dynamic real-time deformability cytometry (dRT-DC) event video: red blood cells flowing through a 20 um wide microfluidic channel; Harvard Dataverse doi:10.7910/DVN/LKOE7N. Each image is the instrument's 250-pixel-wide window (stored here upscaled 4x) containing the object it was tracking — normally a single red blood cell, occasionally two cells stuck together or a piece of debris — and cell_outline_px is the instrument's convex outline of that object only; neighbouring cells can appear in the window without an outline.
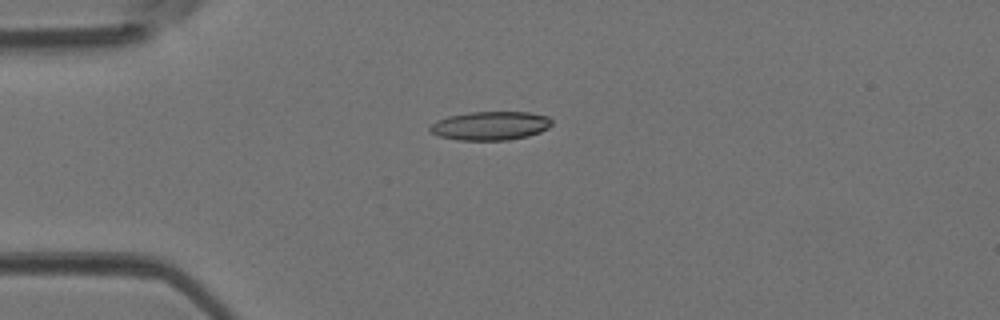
{"species": "Egyptian fruit bat (a non-hibernating species)", "species_latin": "Rousettus aegyptiacus", "temperature_condition": "room temperature", "stored_images_in_passage": 45, "camera_frame_rate_fps": 3000, "um_per_image_px": 0.085, "animal": {"sex": "female"}, "frame": {"image": 1, "passage_image": 11, "time_ms": 3.333, "image_size_px": [1000, 320], "cell_outline_px": [[552, 124], [548, 128], [540, 132], [528, 136], [508, 140], [456, 140], [440, 136], [432, 132], [428, 128], [436, 120], [448, 116], [468, 112], [528, 112], [548, 116], [552, 120]], "centroid_in_image_um": [41.69, 10.68], "position_along_channel_um": 43.3, "area_um2": 20.46}}
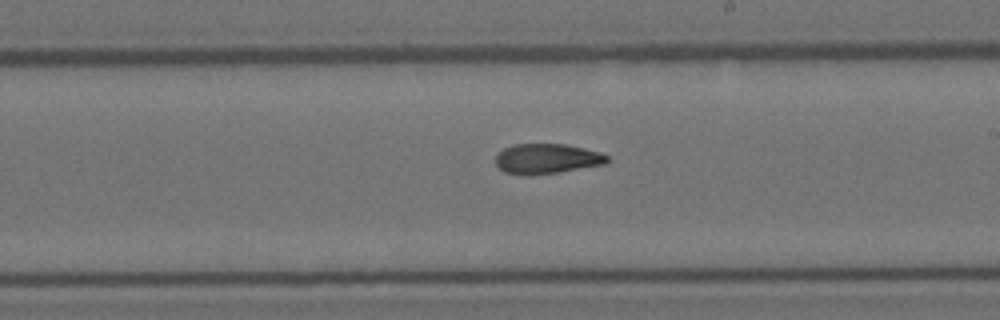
{"frame": {"image": 2, "passage_image": 26, "time_ms": 8.333, "image_size_px": [1000, 320], "cell_outline_px": [[608, 164], [556, 172], [504, 172], [496, 164], [496, 156], [504, 148], [512, 144], [564, 144], [584, 148], [600, 152], [608, 156]], "centroid_in_image_um": [46.55, 13.44], "position_along_channel_um": 242.5, "area_um2": 18.79}}
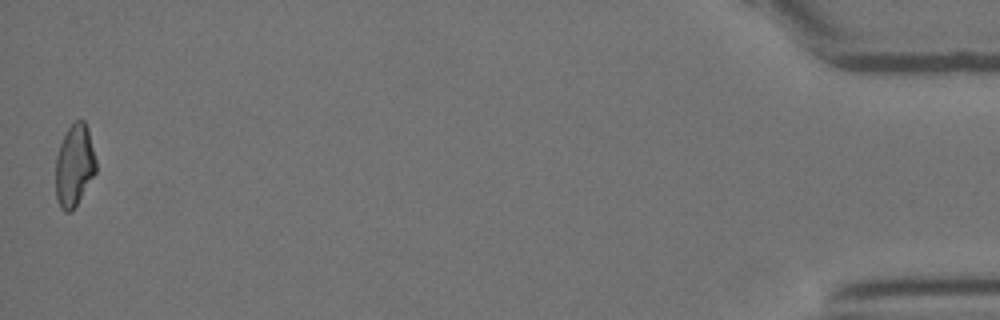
{"frame": {"image": 3, "passage_image": 45, "time_ms": 14.667, "image_size_px": [1000, 320], "cell_outline_px": [[96, 172], [72, 212], [64, 212], [60, 208], [56, 200], [56, 156], [60, 144], [68, 128], [76, 120], [84, 120], [88, 128], [96, 160]], "centroid_in_image_um": [6.32, 14.09], "position_along_channel_um": 428.9, "area_um2": 19.31}}